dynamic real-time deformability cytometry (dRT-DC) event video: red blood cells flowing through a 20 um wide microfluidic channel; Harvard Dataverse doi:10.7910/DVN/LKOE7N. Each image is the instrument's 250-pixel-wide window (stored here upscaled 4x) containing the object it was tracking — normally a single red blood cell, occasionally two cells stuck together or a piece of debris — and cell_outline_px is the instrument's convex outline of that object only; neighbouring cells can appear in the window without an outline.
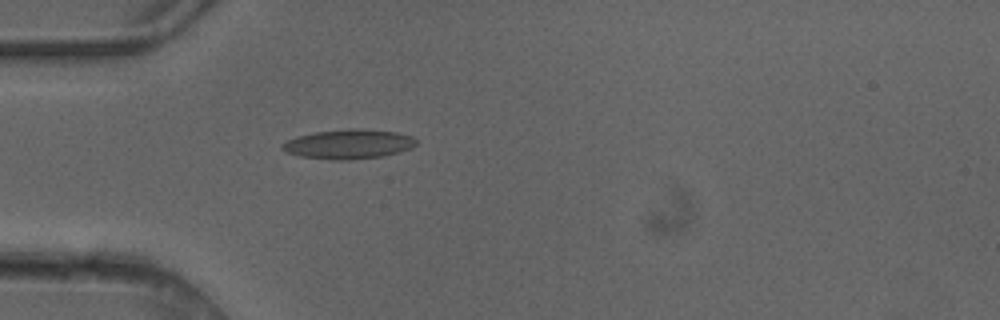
{"species": "common noctule bat (a hibernating species)", "species_latin": "Nyctalus noctula", "temperature_condition": "cold", "stored_images_in_passage": 5, "camera_frame_rate_fps": 3000, "um_per_image_px": 0.085, "animal": {"sex": "female"}, "frame": {"image": 1, "passage_image": 5, "time_ms": 1.333, "image_size_px": [1000, 320], "cell_outline_px": [[416, 144], [412, 148], [400, 152], [384, 156], [352, 160], [332, 160], [300, 156], [284, 152], [280, 148], [280, 144], [296, 136], [316, 132], [348, 128], [356, 128], [396, 132], [412, 136], [416, 140]], "centroid_in_image_um": [29.61, 12.26], "position_along_channel_um": 55.4, "area_um2": 23.29}}